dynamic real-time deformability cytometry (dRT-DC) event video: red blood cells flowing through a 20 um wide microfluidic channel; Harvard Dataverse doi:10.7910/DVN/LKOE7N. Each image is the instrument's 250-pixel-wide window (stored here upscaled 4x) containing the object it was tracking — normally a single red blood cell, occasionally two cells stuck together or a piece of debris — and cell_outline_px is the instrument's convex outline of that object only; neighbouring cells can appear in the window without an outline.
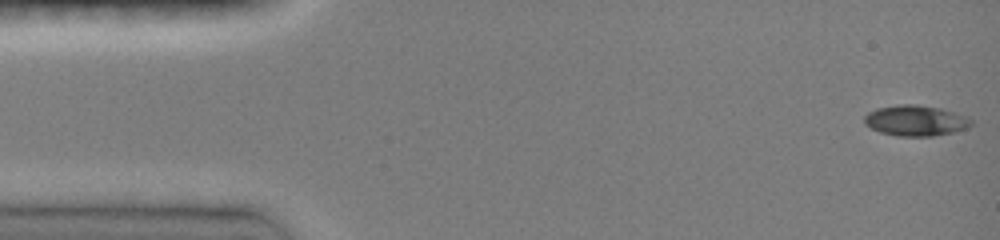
{"species": "common noctule bat (a hibernating species)", "species_latin": "Nyctalus noctula", "temperature_condition": "room temperature", "stored_images_in_passage": 52, "camera_frame_rate_fps": 3000, "um_per_image_px": 0.085, "animal": {"sex": "female", "body_mass_g": 19.0, "forearm_length_mm": 51.5}, "frame": {"image": 1, "passage_image": 1, "time_ms": 0.0, "image_size_px": [1000, 240], "cell_outline_px": [[972, 124], [968, 128], [952, 132], [932, 136], [896, 136], [880, 132], [864, 124], [864, 116], [868, 112], [876, 108], [896, 104], [916, 104], [940, 108], [964, 116], [972, 120]], "centroid_in_image_um": [77.78, 10.24], "position_along_channel_um": 7.2, "area_um2": 19.07}}
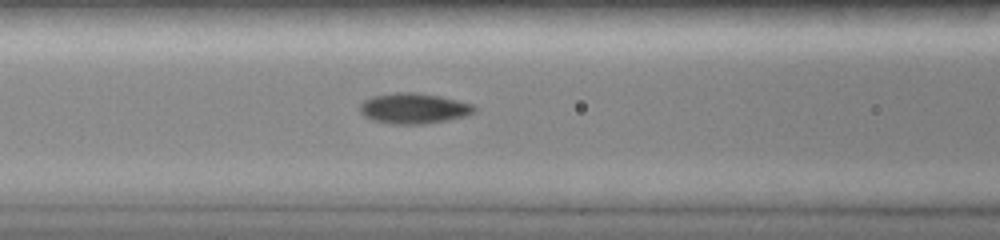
{"frame": {"image": 2, "passage_image": 19, "time_ms": 6.0, "image_size_px": [1000, 240], "cell_outline_px": [[476, 112], [464, 116], [448, 120], [424, 124], [392, 124], [372, 120], [364, 116], [360, 112], [360, 104], [364, 100], [372, 96], [392, 92], [416, 92], [440, 96], [472, 104], [476, 108]], "centroid_in_image_um": [35.15, 9.21], "position_along_channel_um": 131.5, "area_um2": 20.46}}
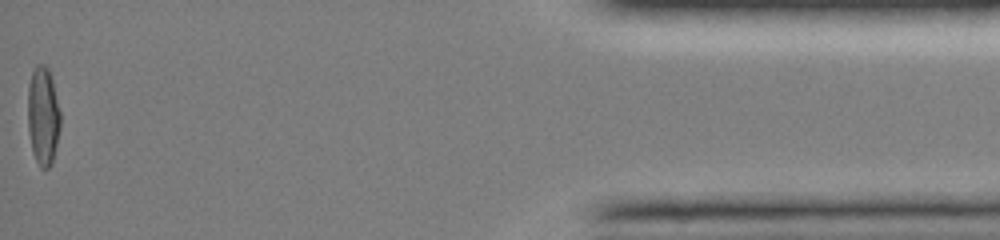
{"frame": {"image": 3, "passage_image": 52, "time_ms": 15.333, "image_size_px": [1000, 240], "cell_outline_px": [[60, 128], [52, 164], [48, 168], [40, 168], [32, 152], [28, 132], [28, 88], [32, 72], [36, 64], [44, 64], [48, 68], [52, 80], [60, 112]], "centroid_in_image_um": [3.65, 9.88], "position_along_channel_um": 431.5, "area_um2": 18.73}, "authors_computed_cell_mechanics": {"area_um2": 18.496, "velocity_mm_per_s": 4.0752, "shape_relaxation_time_tau1_ms": 11.2832, "shape_relaxation_time_tau2_ms": 0.9187, "deformation_change_tau1": 0.2989, "deformation_change_tau2": 0.0346}}